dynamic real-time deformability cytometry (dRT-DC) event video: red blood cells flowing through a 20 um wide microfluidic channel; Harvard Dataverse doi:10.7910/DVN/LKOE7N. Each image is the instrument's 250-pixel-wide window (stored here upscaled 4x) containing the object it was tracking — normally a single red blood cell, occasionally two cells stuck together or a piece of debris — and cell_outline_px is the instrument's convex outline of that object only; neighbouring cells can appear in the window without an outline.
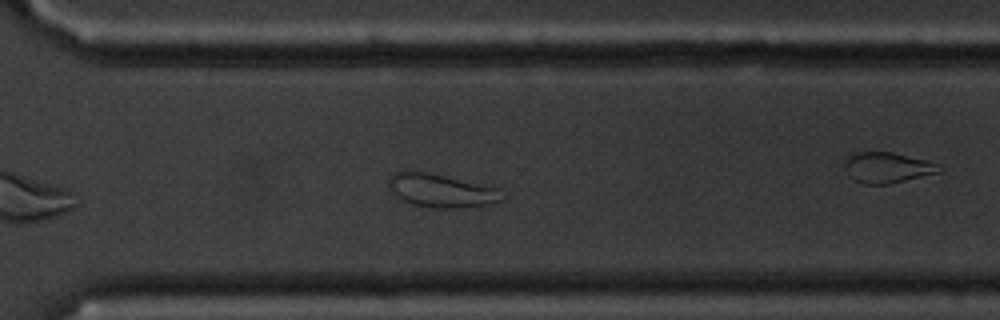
{"species": "common noctule bat (a hibernating species)", "species_latin": "Nyctalus noctula", "temperature_condition": "cold", "stored_images_in_passage": 35, "camera_frame_rate_fps": 3000, "um_per_image_px": 0.085, "animal": {"sex": "male", "body_mass_g": 20.1, "forearm_length_mm": 53.5}, "frame": {"image": 1, "passage_image": 30, "time_ms": 9.667, "image_size_px": [1000, 320], "cell_outline_px": [[508, 196], [504, 200], [488, 204], [460, 208], [432, 208], [400, 200], [392, 196], [388, 188], [388, 180], [392, 172], [404, 168], [428, 172], [496, 188]], "centroid_in_image_um": [37.41, 16.18], "position_along_channel_um": 333.2, "area_um2": 22.6}, "authors_computed_cell_mechanics": {"area_um2": 19.9988, "velocity_mm_per_s": 3.4527, "shape_relaxation_time_tau1_ms": null, "shape_relaxation_time_tau2_ms": 2.1544, "deformation_change_tau1": null, "deformation_change_tau2": 0.083}}